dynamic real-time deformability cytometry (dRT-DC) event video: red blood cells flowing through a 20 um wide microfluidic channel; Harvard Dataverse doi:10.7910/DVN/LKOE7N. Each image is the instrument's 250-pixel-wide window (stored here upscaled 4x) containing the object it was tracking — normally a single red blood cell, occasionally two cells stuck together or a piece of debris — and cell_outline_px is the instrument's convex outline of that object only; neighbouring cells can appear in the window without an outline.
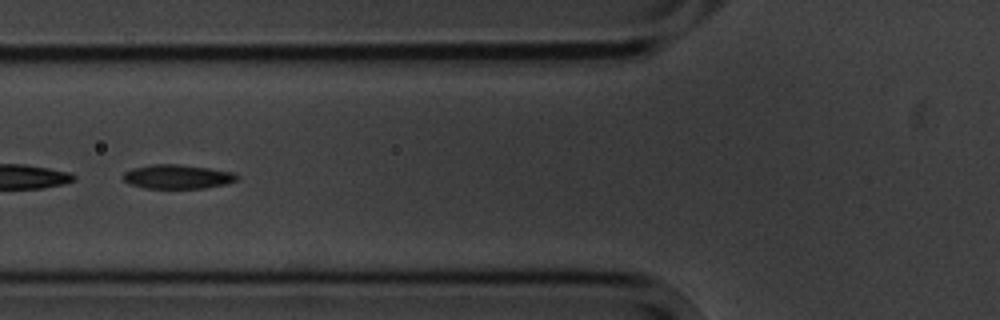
{"species": "common noctule bat (a hibernating species)", "species_latin": "Nyctalus noctula", "temperature_condition": "cold", "stored_images_in_passage": 8, "segment_of_instrument_passage": [2, 2], "camera_frame_rate_fps": 3000, "um_per_image_px": 0.085, "animal": {"sex": "male", "body_mass_g": 20.1, "forearm_length_mm": 53.5}, "frame": {"image": 1, "passage_image": 6, "time_ms": 6.0, "image_size_px": [1000, 320], "cell_outline_px": [[236, 180], [224, 184], [204, 188], [144, 188], [128, 184], [120, 176], [124, 172], [132, 168], [148, 164], [180, 164], [236, 172]], "centroid_in_image_um": [15.01, 15.01], "position_along_channel_um": 110.8, "area_um2": 16.13}}